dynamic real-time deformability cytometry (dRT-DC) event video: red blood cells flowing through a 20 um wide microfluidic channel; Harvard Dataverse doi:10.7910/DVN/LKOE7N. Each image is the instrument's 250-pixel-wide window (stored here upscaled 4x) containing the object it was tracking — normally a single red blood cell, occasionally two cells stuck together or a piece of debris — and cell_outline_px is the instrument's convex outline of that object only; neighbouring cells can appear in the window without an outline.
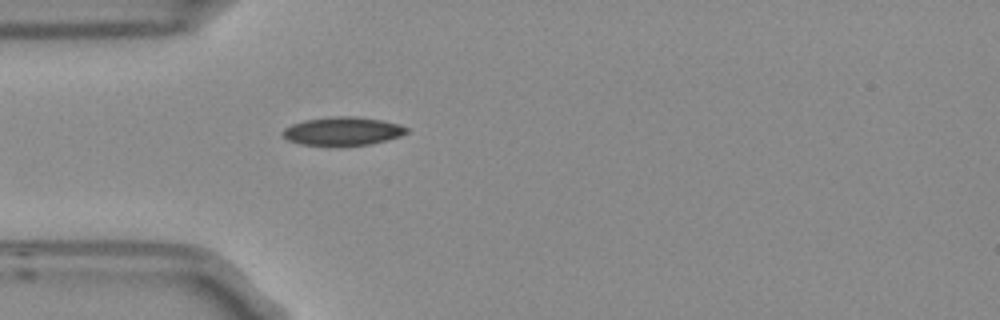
{"species": "Egyptian fruit bat (a non-hibernating species)", "species_latin": "Rousettus aegyptiacus", "temperature_condition": "room temperature", "stored_images_in_passage": 1, "camera_frame_rate_fps": 3000, "um_per_image_px": 0.085, "frame": {"image": 1, "passage_image": 1, "time_ms": 0.0, "image_size_px": [1000, 320], "cell_outline_px": [[408, 132], [400, 136], [388, 140], [372, 144], [340, 148], [336, 148], [300, 144], [288, 140], [280, 132], [284, 128], [292, 124], [304, 120], [332, 116], [356, 116], [380, 120], [400, 124], [408, 128]], "centroid_in_image_um": [29.11, 11.19], "position_along_channel_um": 55.9, "area_um2": 21.33}}